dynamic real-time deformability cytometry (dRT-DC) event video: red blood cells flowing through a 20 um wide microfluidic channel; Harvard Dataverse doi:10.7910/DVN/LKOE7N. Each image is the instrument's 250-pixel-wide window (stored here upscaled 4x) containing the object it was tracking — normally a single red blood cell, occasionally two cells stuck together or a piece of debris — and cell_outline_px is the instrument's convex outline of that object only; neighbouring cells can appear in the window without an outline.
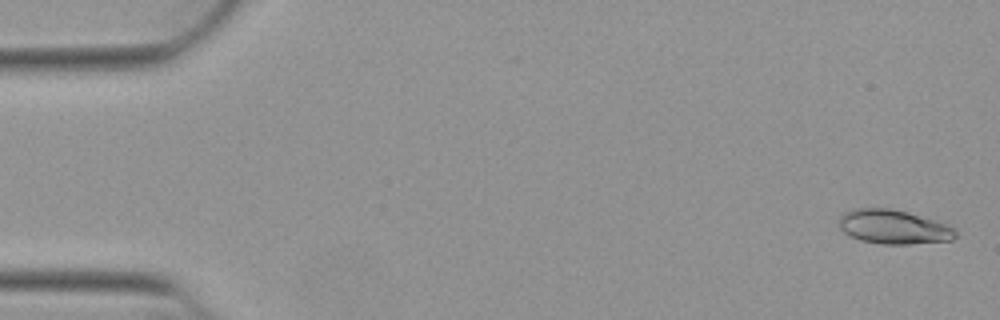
{"species": "Egyptian fruit bat (a non-hibernating species)", "species_latin": "Rousettus aegyptiacus", "temperature_condition": "warm", "stored_images_in_passage": 52, "camera_frame_rate_fps": 3000, "um_per_image_px": 0.085, "animal": {"sex": "female"}, "frame": {"image": 1, "passage_image": 2, "time_ms": 0.333, "image_size_px": [1000, 320], "cell_outline_px": [[956, 236], [952, 240], [908, 244], [880, 244], [860, 240], [844, 232], [840, 228], [840, 216], [844, 212], [856, 208], [888, 208], [908, 212], [948, 224], [956, 228]], "centroid_in_image_um": [75.98, 19.28], "position_along_channel_um": 9.0, "area_um2": 23.18}}
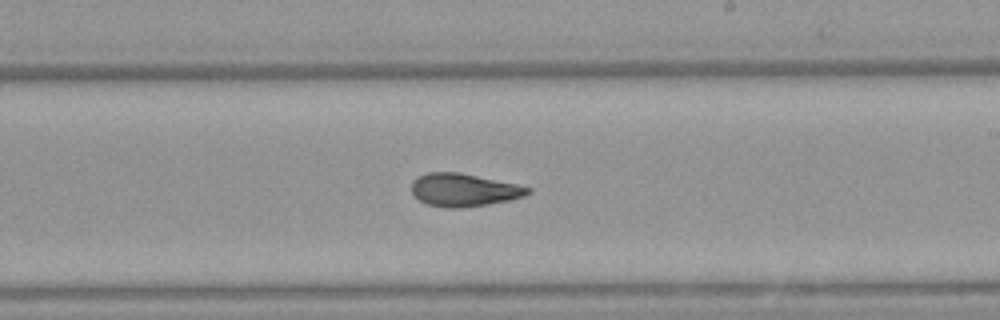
{"frame": {"image": 2, "passage_image": 31, "time_ms": 10.0, "image_size_px": [1000, 320], "cell_outline_px": [[532, 192], [524, 196], [508, 200], [488, 204], [456, 208], [444, 208], [428, 204], [420, 200], [412, 192], [412, 180], [416, 176], [428, 172], [460, 172], [516, 184], [532, 188]], "centroid_in_image_um": [39.41, 16.13], "position_along_channel_um": 249.6, "area_um2": 22.25}}
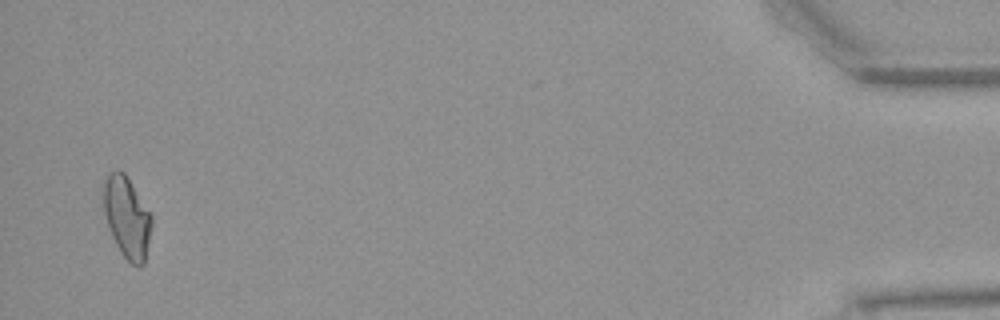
{"frame": {"image": 3, "passage_image": 51, "time_ms": 16.667, "image_size_px": [1000, 320], "cell_outline_px": [[152, 224], [144, 264], [140, 268], [132, 264], [120, 252], [112, 236], [104, 212], [100, 192], [100, 188], [104, 180], [112, 172], [124, 172], [152, 212]], "centroid_in_image_um": [10.78, 18.45], "position_along_channel_um": 424.4, "area_um2": 23.18}, "authors_computed_cell_mechanics": {"area_um2": 22.253, "velocity_mm_per_s": 3.9264, "shape_relaxation_time_tau1_ms": null, "shape_relaxation_time_tau2_ms": 2.4145, "deformation_change_tau1": null, "deformation_change_tau2": 0.0922}}